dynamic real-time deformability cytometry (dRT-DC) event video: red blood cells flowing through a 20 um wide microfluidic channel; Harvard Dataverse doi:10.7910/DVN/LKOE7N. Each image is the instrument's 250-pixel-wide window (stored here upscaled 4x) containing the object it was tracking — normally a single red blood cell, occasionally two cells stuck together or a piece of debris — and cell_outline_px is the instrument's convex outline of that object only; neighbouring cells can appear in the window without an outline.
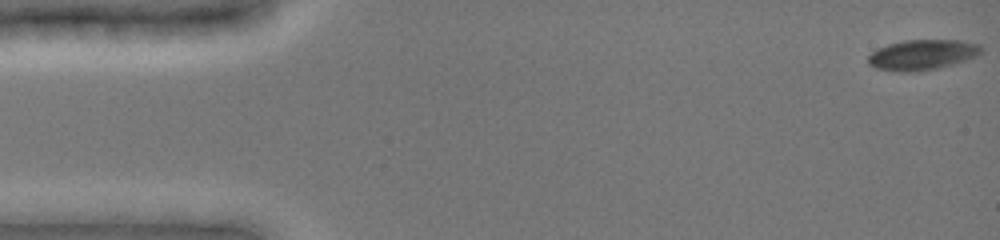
{"species": "common noctule bat (a hibernating species)", "species_latin": "Nyctalus noctula", "temperature_condition": "cold", "stored_images_in_passage": 49, "camera_frame_rate_fps": 3000, "um_per_image_px": 0.085, "animal": {"sex": "female", "body_mass_g": 19.0, "forearm_length_mm": 51.5}, "frame": {"image": 1, "passage_image": 1, "time_ms": 0.0, "image_size_px": [1000, 240], "cell_outline_px": [[984, 48], [976, 56], [952, 64], [936, 68], [916, 72], [900, 72], [876, 68], [868, 64], [868, 56], [872, 52], [888, 44], [904, 40], [960, 40], [980, 44]], "centroid_in_image_um": [78.39, 4.65], "position_along_channel_um": 6.6, "area_um2": 19.88}}
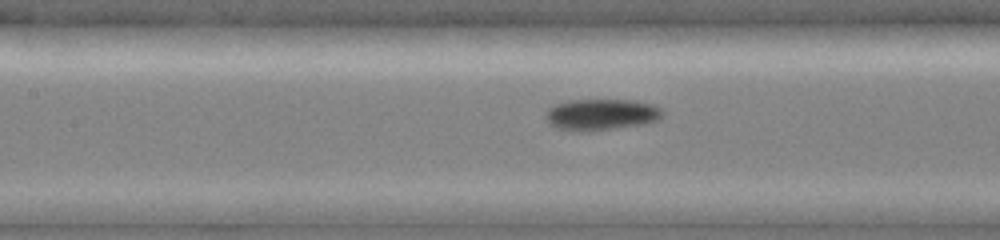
{"frame": {"image": 2, "passage_image": 22, "time_ms": 7.0, "image_size_px": [1000, 240], "cell_outline_px": [[664, 116], [660, 120], [644, 124], [588, 132], [580, 132], [556, 128], [548, 124], [548, 108], [556, 104], [568, 100], [632, 100], [652, 104], [660, 108], [664, 112]], "centroid_in_image_um": [51.14, 9.75], "position_along_channel_um": 156.3, "area_um2": 21.5}}
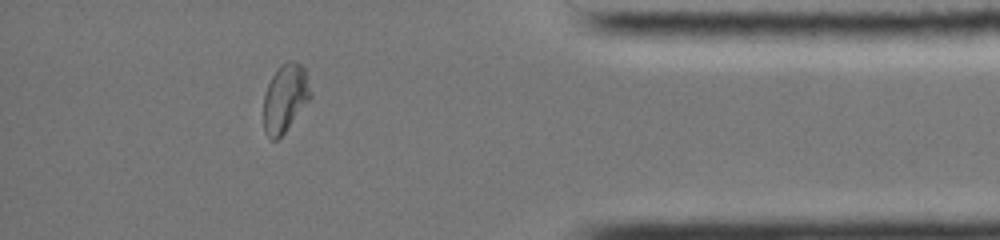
{"frame": {"image": 3, "passage_image": 43, "time_ms": 14.0, "image_size_px": [1000, 240], "cell_outline_px": [[312, 96], [284, 132], [276, 140], [272, 140], [264, 132], [264, 96], [268, 84], [272, 76], [280, 64], [288, 60], [296, 60], [304, 68], [312, 92]], "centroid_in_image_um": [24.24, 8.3], "position_along_channel_um": 411.0, "area_um2": 18.5}, "authors_computed_cell_mechanics": {"area_um2": 20.0566, "velocity_mm_per_s": 3.9383, "shape_relaxation_time_tau1_ms": null, "shape_relaxation_time_tau2_ms": 4.1167, "deformation_change_tau1": null, "deformation_change_tau2": 0.0647}}